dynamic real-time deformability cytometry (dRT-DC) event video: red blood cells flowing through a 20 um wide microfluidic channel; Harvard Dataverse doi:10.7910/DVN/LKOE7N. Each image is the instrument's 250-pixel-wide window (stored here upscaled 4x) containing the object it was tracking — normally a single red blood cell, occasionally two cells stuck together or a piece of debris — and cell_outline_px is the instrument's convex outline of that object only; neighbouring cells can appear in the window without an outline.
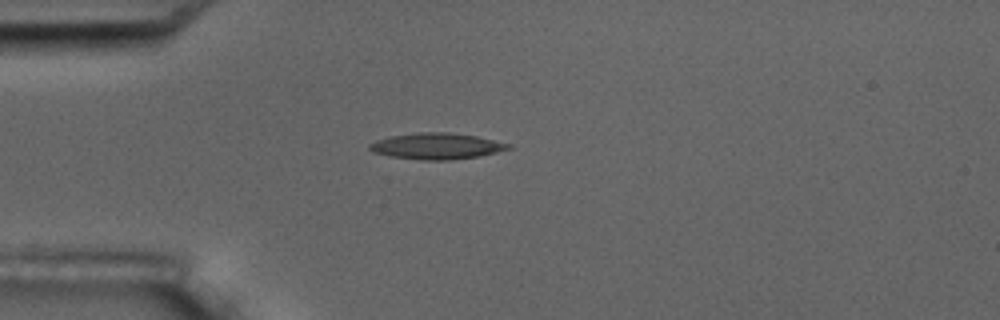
{"species": "common noctule bat (a hibernating species)", "species_latin": "Nyctalus noctula", "temperature_condition": "room temperature", "stored_images_in_passage": 1, "camera_frame_rate_fps": 3000, "um_per_image_px": 0.085, "animal": {"sex": "male", "body_mass_g": 17.5, "forearm_length_mm": 52.3}, "frame": {"image": 1, "passage_image": 1, "time_ms": 0.0, "image_size_px": [1000, 320], "cell_outline_px": [[512, 148], [480, 156], [448, 160], [424, 160], [388, 156], [372, 152], [368, 148], [368, 144], [376, 140], [388, 136], [420, 132], [448, 132], [476, 136], [512, 144]], "centroid_in_image_um": [37.08, 12.42], "position_along_channel_um": 47.9, "area_um2": 21.27}}